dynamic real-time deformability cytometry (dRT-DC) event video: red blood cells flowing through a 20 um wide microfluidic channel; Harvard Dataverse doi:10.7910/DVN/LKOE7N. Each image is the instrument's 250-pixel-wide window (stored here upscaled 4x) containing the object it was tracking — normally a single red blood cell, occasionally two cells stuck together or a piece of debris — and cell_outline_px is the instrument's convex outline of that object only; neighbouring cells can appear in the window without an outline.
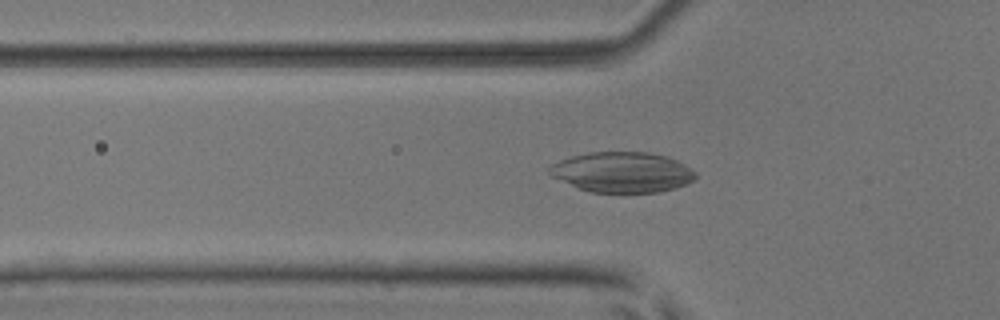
{"species": "common noctule bat (a hibernating species)", "species_latin": "Nyctalus noctula", "temperature_condition": "room temperature", "stored_images_in_passage": 47, "camera_frame_rate_fps": 3000, "um_per_image_px": 0.085, "animal": {"sex": "male", "body_mass_g": 17.9, "forearm_length_mm": 54.2}, "frame": {"image": 1, "passage_image": 14, "time_ms": 4.333, "image_size_px": [1000, 320], "cell_outline_px": [[696, 176], [692, 180], [684, 184], [660, 192], [592, 192], [580, 188], [552, 176], [548, 172], [548, 168], [552, 164], [560, 160], [572, 156], [588, 152], [648, 152], [664, 156], [676, 160], [692, 168], [696, 172]], "centroid_in_image_um": [52.89, 14.62], "position_along_channel_um": 72.9, "area_um2": 33.99}}
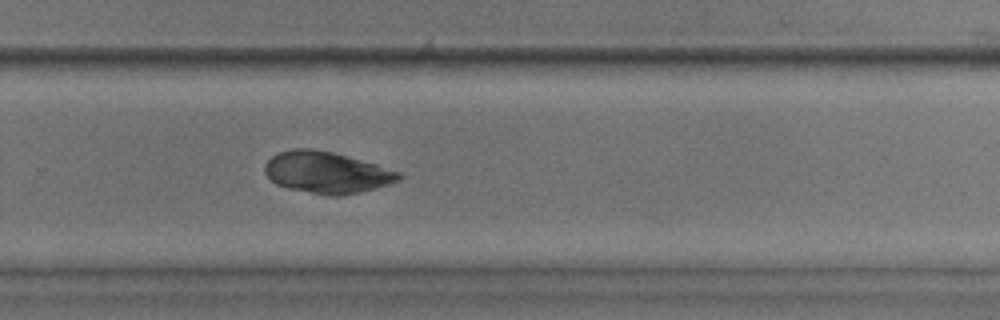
{"frame": {"image": 2, "passage_image": 31, "time_ms": 10.0, "image_size_px": [1000, 320], "cell_outline_px": [[404, 176], [400, 180], [388, 184], [360, 192], [340, 196], [328, 196], [288, 188], [276, 184], [264, 172], [264, 164], [276, 152], [292, 148], [308, 148], [332, 152], [376, 164], [400, 172]], "centroid_in_image_um": [27.75, 14.65], "position_along_channel_um": 302.1, "area_um2": 32.48}}
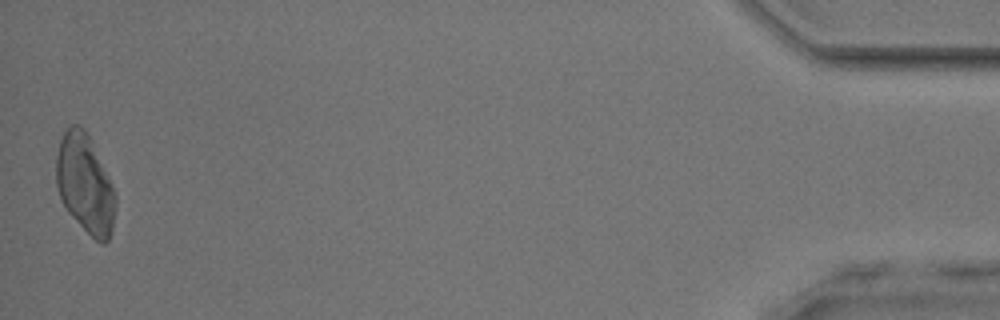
{"frame": {"image": 3, "passage_image": 47, "time_ms": 15.333, "image_size_px": [1000, 320], "cell_outline_px": [[116, 204], [112, 232], [108, 240], [104, 244], [100, 244], [68, 212], [60, 200], [56, 184], [56, 156], [60, 140], [64, 132], [72, 124], [80, 124], [84, 128], [112, 184], [116, 196]], "centroid_in_image_um": [7.22, 15.65], "position_along_channel_um": 428.0, "area_um2": 33.87}}